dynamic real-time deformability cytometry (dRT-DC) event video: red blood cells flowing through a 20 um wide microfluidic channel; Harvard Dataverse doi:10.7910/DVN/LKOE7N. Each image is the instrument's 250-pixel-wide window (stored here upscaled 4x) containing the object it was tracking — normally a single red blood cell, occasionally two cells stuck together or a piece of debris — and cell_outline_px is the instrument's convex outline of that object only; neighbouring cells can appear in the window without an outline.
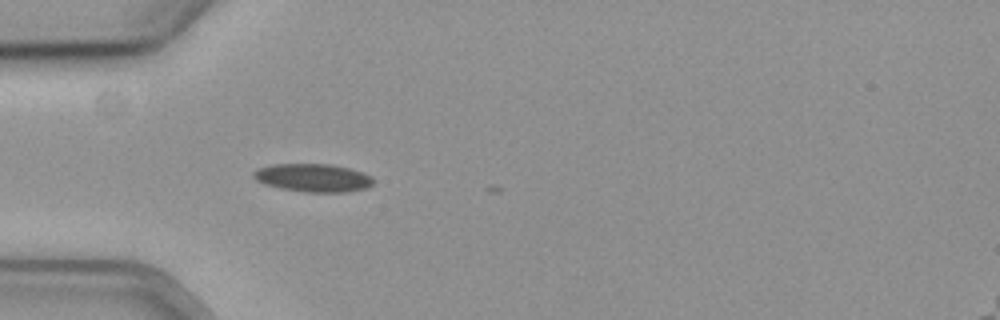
{"species": "common noctule bat (a hibernating species)", "species_latin": "Nyctalus noctula", "temperature_condition": "cold", "stored_images_in_passage": 4, "camera_frame_rate_fps": 3000, "um_per_image_px": 0.085, "animal": {"sex": "female", "body_mass_g": 19.3, "forearm_length_mm": 54.1}, "frame": {"image": 1, "passage_image": 1, "time_ms": 0.0, "image_size_px": [1000, 320], "cell_outline_px": [[372, 184], [364, 188], [344, 192], [304, 192], [280, 188], [264, 184], [256, 180], [252, 176], [252, 172], [256, 168], [272, 164], [328, 164], [348, 168], [364, 172], [372, 176]], "centroid_in_image_um": [26.55, 15.1], "position_along_channel_um": 58.4, "area_um2": 19.65}}